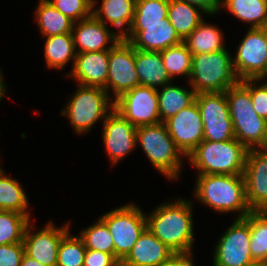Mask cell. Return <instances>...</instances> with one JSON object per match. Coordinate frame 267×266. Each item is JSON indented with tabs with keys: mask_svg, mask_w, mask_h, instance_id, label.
<instances>
[{
	"mask_svg": "<svg viewBox=\"0 0 267 266\" xmlns=\"http://www.w3.org/2000/svg\"><path fill=\"white\" fill-rule=\"evenodd\" d=\"M181 2H187L200 8L206 14L212 16L220 12V0H177Z\"/></svg>",
	"mask_w": 267,
	"mask_h": 266,
	"instance_id": "obj_42",
	"label": "cell"
},
{
	"mask_svg": "<svg viewBox=\"0 0 267 266\" xmlns=\"http://www.w3.org/2000/svg\"><path fill=\"white\" fill-rule=\"evenodd\" d=\"M240 82L250 91L255 112L267 120V83H261L257 79H243ZM257 82H260V85H256Z\"/></svg>",
	"mask_w": 267,
	"mask_h": 266,
	"instance_id": "obj_39",
	"label": "cell"
},
{
	"mask_svg": "<svg viewBox=\"0 0 267 266\" xmlns=\"http://www.w3.org/2000/svg\"><path fill=\"white\" fill-rule=\"evenodd\" d=\"M222 30L217 25L205 23L203 19L184 40L188 50L194 54L212 53L226 49Z\"/></svg>",
	"mask_w": 267,
	"mask_h": 266,
	"instance_id": "obj_23",
	"label": "cell"
},
{
	"mask_svg": "<svg viewBox=\"0 0 267 266\" xmlns=\"http://www.w3.org/2000/svg\"><path fill=\"white\" fill-rule=\"evenodd\" d=\"M225 93L231 119L262 118L253 108L250 91L240 81L228 88Z\"/></svg>",
	"mask_w": 267,
	"mask_h": 266,
	"instance_id": "obj_34",
	"label": "cell"
},
{
	"mask_svg": "<svg viewBox=\"0 0 267 266\" xmlns=\"http://www.w3.org/2000/svg\"><path fill=\"white\" fill-rule=\"evenodd\" d=\"M250 227V252L256 264L267 263V211H251L243 218Z\"/></svg>",
	"mask_w": 267,
	"mask_h": 266,
	"instance_id": "obj_31",
	"label": "cell"
},
{
	"mask_svg": "<svg viewBox=\"0 0 267 266\" xmlns=\"http://www.w3.org/2000/svg\"><path fill=\"white\" fill-rule=\"evenodd\" d=\"M169 0H136L132 25H154L168 17Z\"/></svg>",
	"mask_w": 267,
	"mask_h": 266,
	"instance_id": "obj_35",
	"label": "cell"
},
{
	"mask_svg": "<svg viewBox=\"0 0 267 266\" xmlns=\"http://www.w3.org/2000/svg\"><path fill=\"white\" fill-rule=\"evenodd\" d=\"M231 120L234 138L248 150L267 147V120L264 118Z\"/></svg>",
	"mask_w": 267,
	"mask_h": 266,
	"instance_id": "obj_29",
	"label": "cell"
},
{
	"mask_svg": "<svg viewBox=\"0 0 267 266\" xmlns=\"http://www.w3.org/2000/svg\"><path fill=\"white\" fill-rule=\"evenodd\" d=\"M25 247L23 243L0 246V266H20Z\"/></svg>",
	"mask_w": 267,
	"mask_h": 266,
	"instance_id": "obj_40",
	"label": "cell"
},
{
	"mask_svg": "<svg viewBox=\"0 0 267 266\" xmlns=\"http://www.w3.org/2000/svg\"><path fill=\"white\" fill-rule=\"evenodd\" d=\"M135 69L140 86L158 89L173 81L166 71L161 52L135 49Z\"/></svg>",
	"mask_w": 267,
	"mask_h": 266,
	"instance_id": "obj_22",
	"label": "cell"
},
{
	"mask_svg": "<svg viewBox=\"0 0 267 266\" xmlns=\"http://www.w3.org/2000/svg\"><path fill=\"white\" fill-rule=\"evenodd\" d=\"M171 84L164 85L160 88L161 90L157 89L160 119L163 123L180 110L191 105L197 94L193 88L189 91L186 88Z\"/></svg>",
	"mask_w": 267,
	"mask_h": 266,
	"instance_id": "obj_26",
	"label": "cell"
},
{
	"mask_svg": "<svg viewBox=\"0 0 267 266\" xmlns=\"http://www.w3.org/2000/svg\"><path fill=\"white\" fill-rule=\"evenodd\" d=\"M135 5L136 0H102L100 7L92 5V15L106 26L110 23L119 29L118 34L123 38L132 25Z\"/></svg>",
	"mask_w": 267,
	"mask_h": 266,
	"instance_id": "obj_21",
	"label": "cell"
},
{
	"mask_svg": "<svg viewBox=\"0 0 267 266\" xmlns=\"http://www.w3.org/2000/svg\"><path fill=\"white\" fill-rule=\"evenodd\" d=\"M220 7L250 28H267V0H220Z\"/></svg>",
	"mask_w": 267,
	"mask_h": 266,
	"instance_id": "obj_24",
	"label": "cell"
},
{
	"mask_svg": "<svg viewBox=\"0 0 267 266\" xmlns=\"http://www.w3.org/2000/svg\"><path fill=\"white\" fill-rule=\"evenodd\" d=\"M243 177L251 211H267V148L248 150Z\"/></svg>",
	"mask_w": 267,
	"mask_h": 266,
	"instance_id": "obj_15",
	"label": "cell"
},
{
	"mask_svg": "<svg viewBox=\"0 0 267 266\" xmlns=\"http://www.w3.org/2000/svg\"><path fill=\"white\" fill-rule=\"evenodd\" d=\"M239 81L233 68L232 56L227 48L193 55L192 73L188 84L197 94L225 92Z\"/></svg>",
	"mask_w": 267,
	"mask_h": 266,
	"instance_id": "obj_4",
	"label": "cell"
},
{
	"mask_svg": "<svg viewBox=\"0 0 267 266\" xmlns=\"http://www.w3.org/2000/svg\"><path fill=\"white\" fill-rule=\"evenodd\" d=\"M86 250L82 238L68 231L58 249L57 266H83Z\"/></svg>",
	"mask_w": 267,
	"mask_h": 266,
	"instance_id": "obj_37",
	"label": "cell"
},
{
	"mask_svg": "<svg viewBox=\"0 0 267 266\" xmlns=\"http://www.w3.org/2000/svg\"><path fill=\"white\" fill-rule=\"evenodd\" d=\"M63 15L74 22L92 15V3L89 0H48Z\"/></svg>",
	"mask_w": 267,
	"mask_h": 266,
	"instance_id": "obj_38",
	"label": "cell"
},
{
	"mask_svg": "<svg viewBox=\"0 0 267 266\" xmlns=\"http://www.w3.org/2000/svg\"><path fill=\"white\" fill-rule=\"evenodd\" d=\"M30 216L12 211L0 210V246L23 243Z\"/></svg>",
	"mask_w": 267,
	"mask_h": 266,
	"instance_id": "obj_33",
	"label": "cell"
},
{
	"mask_svg": "<svg viewBox=\"0 0 267 266\" xmlns=\"http://www.w3.org/2000/svg\"><path fill=\"white\" fill-rule=\"evenodd\" d=\"M45 39L44 57L48 68L61 69L71 60L74 66L77 52L72 33L49 36Z\"/></svg>",
	"mask_w": 267,
	"mask_h": 266,
	"instance_id": "obj_27",
	"label": "cell"
},
{
	"mask_svg": "<svg viewBox=\"0 0 267 266\" xmlns=\"http://www.w3.org/2000/svg\"><path fill=\"white\" fill-rule=\"evenodd\" d=\"M177 148L187 157L203 141V123L196 101L165 122Z\"/></svg>",
	"mask_w": 267,
	"mask_h": 266,
	"instance_id": "obj_14",
	"label": "cell"
},
{
	"mask_svg": "<svg viewBox=\"0 0 267 266\" xmlns=\"http://www.w3.org/2000/svg\"><path fill=\"white\" fill-rule=\"evenodd\" d=\"M157 206L146 215L147 229L173 253L193 252L192 201L176 199Z\"/></svg>",
	"mask_w": 267,
	"mask_h": 266,
	"instance_id": "obj_1",
	"label": "cell"
},
{
	"mask_svg": "<svg viewBox=\"0 0 267 266\" xmlns=\"http://www.w3.org/2000/svg\"><path fill=\"white\" fill-rule=\"evenodd\" d=\"M123 39L130 42L137 50L155 52H161L183 42L168 17L159 24L131 25Z\"/></svg>",
	"mask_w": 267,
	"mask_h": 266,
	"instance_id": "obj_17",
	"label": "cell"
},
{
	"mask_svg": "<svg viewBox=\"0 0 267 266\" xmlns=\"http://www.w3.org/2000/svg\"><path fill=\"white\" fill-rule=\"evenodd\" d=\"M20 266H45V265L37 262L36 260L24 254Z\"/></svg>",
	"mask_w": 267,
	"mask_h": 266,
	"instance_id": "obj_44",
	"label": "cell"
},
{
	"mask_svg": "<svg viewBox=\"0 0 267 266\" xmlns=\"http://www.w3.org/2000/svg\"><path fill=\"white\" fill-rule=\"evenodd\" d=\"M164 66L170 78L186 76L190 79L192 73V53L184 42L161 51Z\"/></svg>",
	"mask_w": 267,
	"mask_h": 266,
	"instance_id": "obj_32",
	"label": "cell"
},
{
	"mask_svg": "<svg viewBox=\"0 0 267 266\" xmlns=\"http://www.w3.org/2000/svg\"><path fill=\"white\" fill-rule=\"evenodd\" d=\"M136 129L116 110L103 121L102 139L112 166L137 147Z\"/></svg>",
	"mask_w": 267,
	"mask_h": 266,
	"instance_id": "obj_16",
	"label": "cell"
},
{
	"mask_svg": "<svg viewBox=\"0 0 267 266\" xmlns=\"http://www.w3.org/2000/svg\"><path fill=\"white\" fill-rule=\"evenodd\" d=\"M248 149L236 138L203 140L188 156L198 174L243 175Z\"/></svg>",
	"mask_w": 267,
	"mask_h": 266,
	"instance_id": "obj_3",
	"label": "cell"
},
{
	"mask_svg": "<svg viewBox=\"0 0 267 266\" xmlns=\"http://www.w3.org/2000/svg\"><path fill=\"white\" fill-rule=\"evenodd\" d=\"M3 73H0V101L3 99L4 95H6V87L5 83L3 82Z\"/></svg>",
	"mask_w": 267,
	"mask_h": 266,
	"instance_id": "obj_45",
	"label": "cell"
},
{
	"mask_svg": "<svg viewBox=\"0 0 267 266\" xmlns=\"http://www.w3.org/2000/svg\"><path fill=\"white\" fill-rule=\"evenodd\" d=\"M110 95L104 88L78 85L61 114L67 116L75 133L85 134L114 110Z\"/></svg>",
	"mask_w": 267,
	"mask_h": 266,
	"instance_id": "obj_6",
	"label": "cell"
},
{
	"mask_svg": "<svg viewBox=\"0 0 267 266\" xmlns=\"http://www.w3.org/2000/svg\"><path fill=\"white\" fill-rule=\"evenodd\" d=\"M194 196L218 213L238 212L236 219L251 212L243 175L197 174Z\"/></svg>",
	"mask_w": 267,
	"mask_h": 266,
	"instance_id": "obj_2",
	"label": "cell"
},
{
	"mask_svg": "<svg viewBox=\"0 0 267 266\" xmlns=\"http://www.w3.org/2000/svg\"><path fill=\"white\" fill-rule=\"evenodd\" d=\"M192 252L174 253L161 266H195L192 261Z\"/></svg>",
	"mask_w": 267,
	"mask_h": 266,
	"instance_id": "obj_43",
	"label": "cell"
},
{
	"mask_svg": "<svg viewBox=\"0 0 267 266\" xmlns=\"http://www.w3.org/2000/svg\"><path fill=\"white\" fill-rule=\"evenodd\" d=\"M114 242V256L122 262L147 228L145 213L133 203L115 208L100 217Z\"/></svg>",
	"mask_w": 267,
	"mask_h": 266,
	"instance_id": "obj_7",
	"label": "cell"
},
{
	"mask_svg": "<svg viewBox=\"0 0 267 266\" xmlns=\"http://www.w3.org/2000/svg\"><path fill=\"white\" fill-rule=\"evenodd\" d=\"M86 249L114 255V242L106 223L99 217L98 221L84 228L79 235Z\"/></svg>",
	"mask_w": 267,
	"mask_h": 266,
	"instance_id": "obj_36",
	"label": "cell"
},
{
	"mask_svg": "<svg viewBox=\"0 0 267 266\" xmlns=\"http://www.w3.org/2000/svg\"><path fill=\"white\" fill-rule=\"evenodd\" d=\"M109 50L77 53L69 75L82 86L100 87L106 90Z\"/></svg>",
	"mask_w": 267,
	"mask_h": 266,
	"instance_id": "obj_19",
	"label": "cell"
},
{
	"mask_svg": "<svg viewBox=\"0 0 267 266\" xmlns=\"http://www.w3.org/2000/svg\"><path fill=\"white\" fill-rule=\"evenodd\" d=\"M254 266H267V263L255 264Z\"/></svg>",
	"mask_w": 267,
	"mask_h": 266,
	"instance_id": "obj_47",
	"label": "cell"
},
{
	"mask_svg": "<svg viewBox=\"0 0 267 266\" xmlns=\"http://www.w3.org/2000/svg\"><path fill=\"white\" fill-rule=\"evenodd\" d=\"M203 123V140L227 141L234 138L229 103L225 92L196 94Z\"/></svg>",
	"mask_w": 267,
	"mask_h": 266,
	"instance_id": "obj_8",
	"label": "cell"
},
{
	"mask_svg": "<svg viewBox=\"0 0 267 266\" xmlns=\"http://www.w3.org/2000/svg\"><path fill=\"white\" fill-rule=\"evenodd\" d=\"M258 81H263L264 83H267V66L263 73L257 78Z\"/></svg>",
	"mask_w": 267,
	"mask_h": 266,
	"instance_id": "obj_46",
	"label": "cell"
},
{
	"mask_svg": "<svg viewBox=\"0 0 267 266\" xmlns=\"http://www.w3.org/2000/svg\"><path fill=\"white\" fill-rule=\"evenodd\" d=\"M35 19L44 37L72 33L74 21L63 15L48 0H39Z\"/></svg>",
	"mask_w": 267,
	"mask_h": 266,
	"instance_id": "obj_25",
	"label": "cell"
},
{
	"mask_svg": "<svg viewBox=\"0 0 267 266\" xmlns=\"http://www.w3.org/2000/svg\"><path fill=\"white\" fill-rule=\"evenodd\" d=\"M174 253L147 228L121 266H161Z\"/></svg>",
	"mask_w": 267,
	"mask_h": 266,
	"instance_id": "obj_20",
	"label": "cell"
},
{
	"mask_svg": "<svg viewBox=\"0 0 267 266\" xmlns=\"http://www.w3.org/2000/svg\"><path fill=\"white\" fill-rule=\"evenodd\" d=\"M77 53L110 50L122 37L93 15L74 22L72 30ZM109 46H106L108 44Z\"/></svg>",
	"mask_w": 267,
	"mask_h": 266,
	"instance_id": "obj_18",
	"label": "cell"
},
{
	"mask_svg": "<svg viewBox=\"0 0 267 266\" xmlns=\"http://www.w3.org/2000/svg\"><path fill=\"white\" fill-rule=\"evenodd\" d=\"M91 3H92V5H96V3H97V0H89Z\"/></svg>",
	"mask_w": 267,
	"mask_h": 266,
	"instance_id": "obj_48",
	"label": "cell"
},
{
	"mask_svg": "<svg viewBox=\"0 0 267 266\" xmlns=\"http://www.w3.org/2000/svg\"><path fill=\"white\" fill-rule=\"evenodd\" d=\"M232 63L239 80L257 79L267 66V28H249Z\"/></svg>",
	"mask_w": 267,
	"mask_h": 266,
	"instance_id": "obj_11",
	"label": "cell"
},
{
	"mask_svg": "<svg viewBox=\"0 0 267 266\" xmlns=\"http://www.w3.org/2000/svg\"><path fill=\"white\" fill-rule=\"evenodd\" d=\"M28 207L27 195L20 182L7 176L6 172L0 167V210L30 216Z\"/></svg>",
	"mask_w": 267,
	"mask_h": 266,
	"instance_id": "obj_30",
	"label": "cell"
},
{
	"mask_svg": "<svg viewBox=\"0 0 267 266\" xmlns=\"http://www.w3.org/2000/svg\"><path fill=\"white\" fill-rule=\"evenodd\" d=\"M114 110L136 128L161 123L157 89L137 86L114 100Z\"/></svg>",
	"mask_w": 267,
	"mask_h": 266,
	"instance_id": "obj_9",
	"label": "cell"
},
{
	"mask_svg": "<svg viewBox=\"0 0 267 266\" xmlns=\"http://www.w3.org/2000/svg\"><path fill=\"white\" fill-rule=\"evenodd\" d=\"M137 86L139 77L135 69V48L122 38L109 50L106 91L109 94L112 90L116 100Z\"/></svg>",
	"mask_w": 267,
	"mask_h": 266,
	"instance_id": "obj_12",
	"label": "cell"
},
{
	"mask_svg": "<svg viewBox=\"0 0 267 266\" xmlns=\"http://www.w3.org/2000/svg\"><path fill=\"white\" fill-rule=\"evenodd\" d=\"M215 246L213 266H254L250 252V227L243 219H234Z\"/></svg>",
	"mask_w": 267,
	"mask_h": 266,
	"instance_id": "obj_10",
	"label": "cell"
},
{
	"mask_svg": "<svg viewBox=\"0 0 267 266\" xmlns=\"http://www.w3.org/2000/svg\"><path fill=\"white\" fill-rule=\"evenodd\" d=\"M83 266H121V262L113 254L87 249Z\"/></svg>",
	"mask_w": 267,
	"mask_h": 266,
	"instance_id": "obj_41",
	"label": "cell"
},
{
	"mask_svg": "<svg viewBox=\"0 0 267 266\" xmlns=\"http://www.w3.org/2000/svg\"><path fill=\"white\" fill-rule=\"evenodd\" d=\"M33 225L29 223L25 231V254L45 266H57L58 249L62 238L70 229V223L55 227L51 221L36 233H33Z\"/></svg>",
	"mask_w": 267,
	"mask_h": 266,
	"instance_id": "obj_13",
	"label": "cell"
},
{
	"mask_svg": "<svg viewBox=\"0 0 267 266\" xmlns=\"http://www.w3.org/2000/svg\"><path fill=\"white\" fill-rule=\"evenodd\" d=\"M139 144L152 166L168 179H178L185 156L177 148L165 123L141 126L136 129Z\"/></svg>",
	"mask_w": 267,
	"mask_h": 266,
	"instance_id": "obj_5",
	"label": "cell"
},
{
	"mask_svg": "<svg viewBox=\"0 0 267 266\" xmlns=\"http://www.w3.org/2000/svg\"><path fill=\"white\" fill-rule=\"evenodd\" d=\"M202 14L206 13L187 2L169 0L168 19L182 40L199 26Z\"/></svg>",
	"mask_w": 267,
	"mask_h": 266,
	"instance_id": "obj_28",
	"label": "cell"
}]
</instances>
